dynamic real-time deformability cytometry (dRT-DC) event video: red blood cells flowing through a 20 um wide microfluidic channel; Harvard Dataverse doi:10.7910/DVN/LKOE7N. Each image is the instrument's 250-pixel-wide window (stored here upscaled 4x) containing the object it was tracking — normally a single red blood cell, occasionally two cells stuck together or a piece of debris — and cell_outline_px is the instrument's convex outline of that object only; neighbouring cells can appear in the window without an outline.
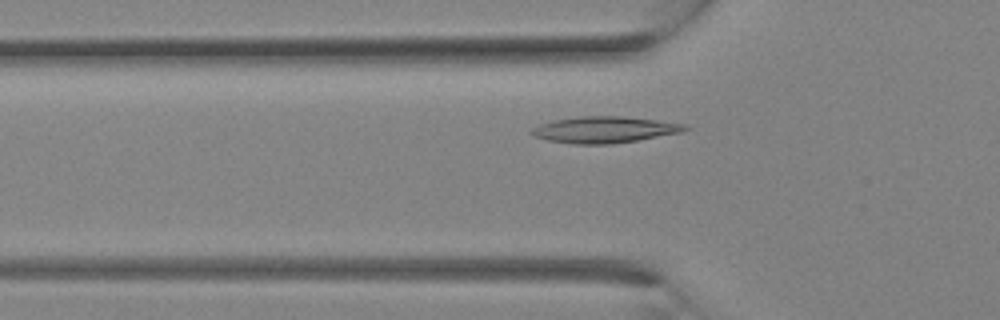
{"species": "Egyptian fruit bat (a non-hibernating species)", "species_latin": "Rousettus aegyptiacus", "temperature_condition": "room temperature", "stored_images_in_passage": 3, "camera_frame_rate_fps": 3000, "um_per_image_px": 0.085, "animal": {"sex": "female"}, "frame": {"image": 1, "passage_image": 3, "time_ms": 2.333, "image_size_px": [1000, 320], "cell_outline_px": [[688, 128], [680, 132], [636, 140], [612, 144], [572, 144], [548, 140], [532, 136], [528, 132], [532, 128], [540, 124], [556, 120], [580, 116], [624, 116], [684, 124]], "centroid_in_image_um": [51.3, 11.02], "position_along_channel_um": 74.5, "area_um2": 23.29}}